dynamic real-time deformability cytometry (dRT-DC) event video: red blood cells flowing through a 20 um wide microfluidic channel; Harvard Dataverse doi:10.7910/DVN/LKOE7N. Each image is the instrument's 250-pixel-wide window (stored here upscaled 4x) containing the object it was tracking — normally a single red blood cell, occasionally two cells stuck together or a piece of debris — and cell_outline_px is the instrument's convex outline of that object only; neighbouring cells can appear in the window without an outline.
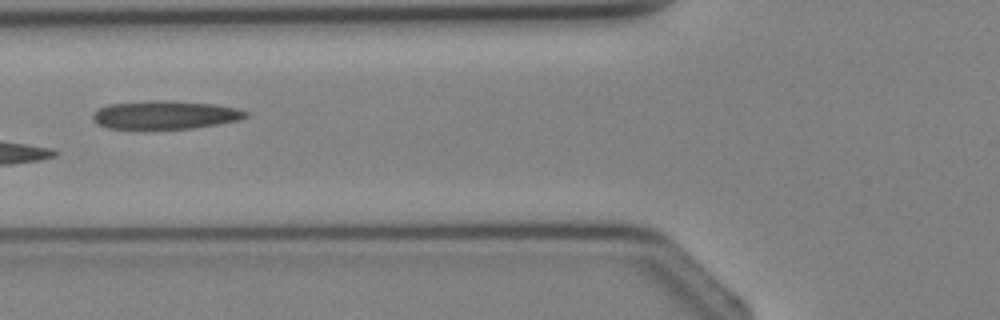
{"species": "Egyptian fruit bat (a non-hibernating species)", "species_latin": "Rousettus aegyptiacus", "temperature_condition": "cold", "stored_images_in_passage": 3, "camera_frame_rate_fps": 3000, "um_per_image_px": 0.085, "animal": {"sex": "female"}, "frame": {"image": 1, "passage_image": 3, "time_ms": 3.0, "image_size_px": [1000, 320], "cell_outline_px": [[248, 116], [240, 120], [220, 124], [192, 128], [108, 128], [96, 124], [92, 116], [100, 108], [108, 104], [144, 100], [164, 100], [216, 104], [236, 108], [248, 112]], "centroid_in_image_um": [14.06, 9.75], "position_along_channel_um": 111.7, "area_um2": 25.26}}